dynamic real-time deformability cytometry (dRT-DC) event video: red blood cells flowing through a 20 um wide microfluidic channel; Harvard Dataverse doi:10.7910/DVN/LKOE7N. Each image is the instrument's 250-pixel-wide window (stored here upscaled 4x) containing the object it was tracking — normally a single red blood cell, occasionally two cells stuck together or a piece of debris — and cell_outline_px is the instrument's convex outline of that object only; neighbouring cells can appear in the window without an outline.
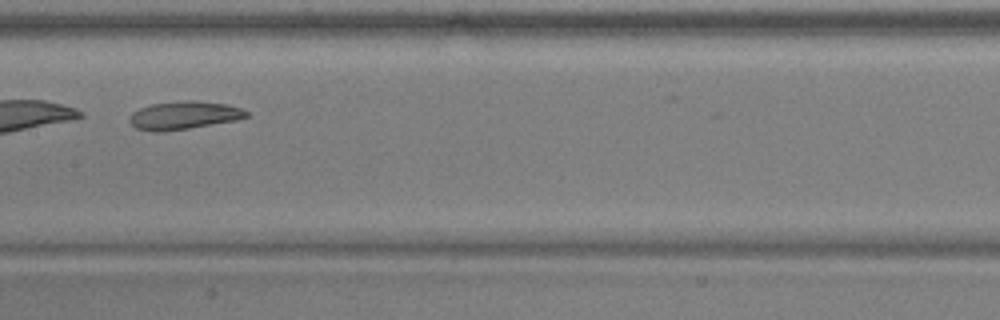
{"species": "common noctule bat (a hibernating species)", "species_latin": "Nyctalus noctula", "temperature_condition": "warm", "stored_images_in_passage": 42, "camera_frame_rate_fps": 3000, "um_per_image_px": 0.085, "animal": {"sex": "male", "body_mass_g": 17.9, "forearm_length_mm": 54.2}, "frame": {"image": 1, "passage_image": 19, "time_ms": 6.0, "image_size_px": [1000, 320], "cell_outline_px": [[248, 116], [236, 120], [164, 132], [152, 132], [136, 128], [128, 120], [128, 116], [132, 112], [140, 108], [152, 104], [184, 100], [196, 100], [228, 104], [240, 108], [248, 112]], "centroid_in_image_um": [15.6, 9.8], "position_along_channel_um": 191.8, "area_um2": 19.19}}